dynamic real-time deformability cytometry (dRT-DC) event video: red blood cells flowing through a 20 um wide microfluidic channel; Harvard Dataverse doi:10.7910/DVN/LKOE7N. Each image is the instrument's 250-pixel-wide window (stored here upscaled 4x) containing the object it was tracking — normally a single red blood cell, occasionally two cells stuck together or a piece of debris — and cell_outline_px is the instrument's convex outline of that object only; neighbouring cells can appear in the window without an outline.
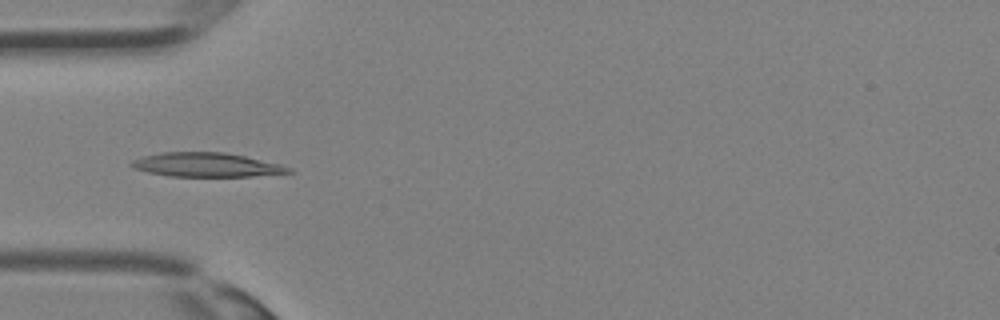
{"species": "Egyptian fruit bat (a non-hibernating species)", "species_latin": "Rousettus aegyptiacus", "temperature_condition": "room temperature", "stored_images_in_passage": 27, "camera_frame_rate_fps": 3000, "um_per_image_px": 0.085, "animal": {"sex": "female"}, "frame": {"image": 1, "passage_image": 7, "time_ms": 2.0, "image_size_px": [1000, 320], "cell_outline_px": [[292, 172], [252, 176], [168, 176], [148, 172], [132, 168], [128, 164], [132, 160], [140, 156], [160, 152], [224, 152], [244, 156], [280, 164], [292, 168]], "centroid_in_image_um": [17.47, 14.0], "position_along_channel_um": 67.5, "area_um2": 22.08}}
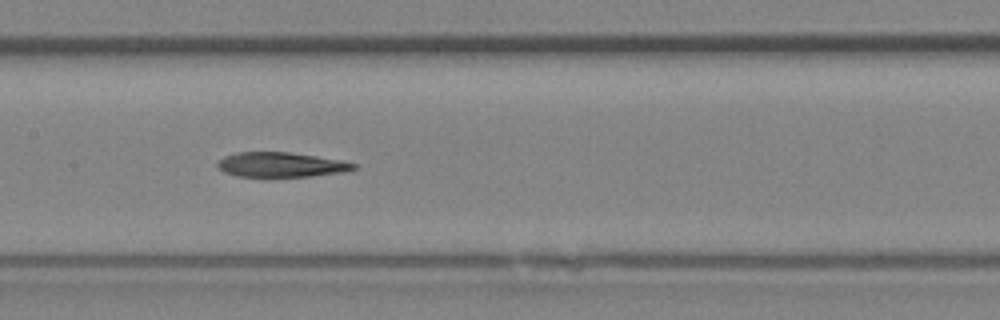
{"frame": {"image": 2, "passage_image": 13, "time_ms": 4.0, "image_size_px": [1000, 320], "cell_outline_px": [[356, 168], [344, 172], [312, 176], [236, 176], [224, 172], [216, 164], [224, 156], [236, 152], [288, 152], [316, 156], [340, 160], [356, 164]], "centroid_in_image_um": [23.87, 13.99], "position_along_channel_um": 183.5, "area_um2": 19.42}}
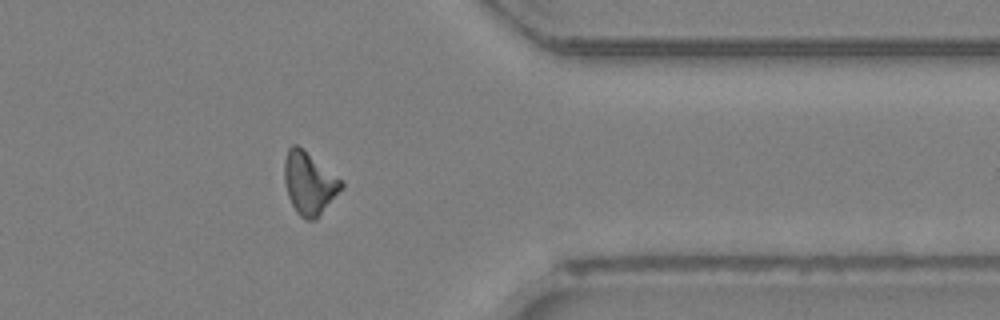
{"frame": {"image": 3, "passage_image": 24, "time_ms": 7.667, "image_size_px": [1000, 320], "cell_outline_px": [[344, 188], [316, 220], [304, 220], [296, 212], [288, 196], [284, 180], [284, 160], [288, 148], [292, 144], [296, 144], [344, 180]], "centroid_in_image_um": [26.31, 15.59], "position_along_channel_um": 385.1, "area_um2": 21.04}}